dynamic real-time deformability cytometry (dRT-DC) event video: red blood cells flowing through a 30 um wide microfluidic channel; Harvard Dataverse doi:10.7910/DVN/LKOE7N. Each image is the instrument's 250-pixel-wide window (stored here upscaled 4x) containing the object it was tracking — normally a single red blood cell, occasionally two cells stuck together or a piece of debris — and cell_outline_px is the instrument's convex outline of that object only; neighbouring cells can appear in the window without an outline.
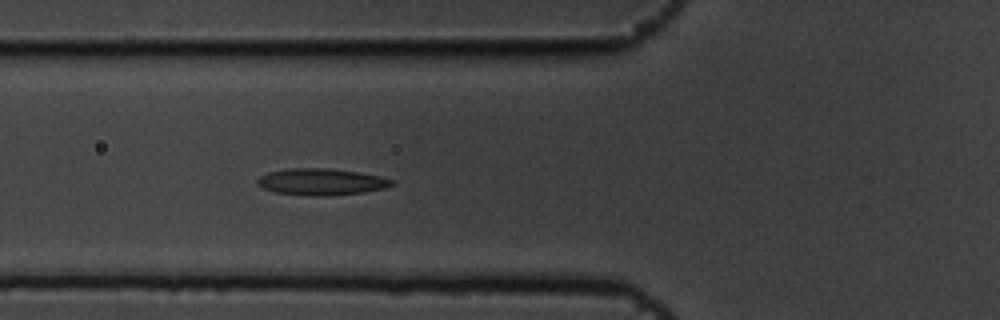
{"species": "common noctule bat (a hibernating species)", "species_latin": "Nyctalus noctula", "temperature_condition": "cold", "stored_images_in_passage": 5, "camera_frame_rate_fps": 3000, "um_per_image_px": 0.085, "animal": {"sex": "male", "body_mass_g": 19.5, "forearm_length_mm": 54.6}, "frame": {"image": 1, "passage_image": 5, "time_ms": 1.333, "image_size_px": [1000, 320], "cell_outline_px": [[396, 184], [384, 188], [364, 192], [328, 196], [316, 196], [276, 192], [264, 188], [256, 184], [256, 180], [260, 176], [268, 172], [288, 168], [328, 168], [360, 172], [380, 176], [396, 180]], "centroid_in_image_um": [27.35, 15.44], "position_along_channel_um": 98.5, "area_um2": 20.98}}